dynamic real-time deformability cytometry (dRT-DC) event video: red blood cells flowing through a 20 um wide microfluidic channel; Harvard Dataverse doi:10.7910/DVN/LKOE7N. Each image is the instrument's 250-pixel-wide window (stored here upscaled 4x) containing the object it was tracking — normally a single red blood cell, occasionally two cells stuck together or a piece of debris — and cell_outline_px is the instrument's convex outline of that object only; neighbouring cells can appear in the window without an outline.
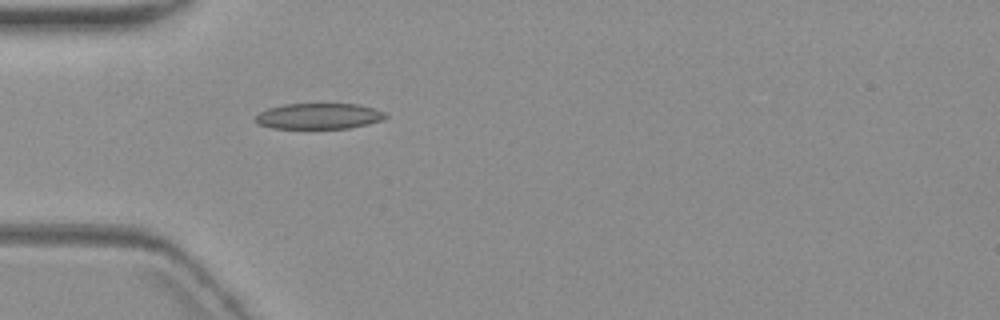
{"species": "common noctule bat (a hibernating species)", "species_latin": "Nyctalus noctula", "temperature_condition": "warm", "stored_images_in_passage": 4, "camera_frame_rate_fps": 3000, "um_per_image_px": 0.085, "animal": {"sex": "female", "body_mass_g": 19.3, "forearm_length_mm": 54.1}, "frame": {"image": 1, "passage_image": 4, "time_ms": 4.333, "image_size_px": [1000, 320], "cell_outline_px": [[388, 116], [380, 120], [368, 124], [348, 128], [272, 128], [260, 124], [256, 120], [256, 116], [260, 112], [268, 108], [284, 104], [356, 104], [372, 108], [384, 112]], "centroid_in_image_um": [27.1, 9.87], "position_along_channel_um": 57.9, "area_um2": 19.25}}